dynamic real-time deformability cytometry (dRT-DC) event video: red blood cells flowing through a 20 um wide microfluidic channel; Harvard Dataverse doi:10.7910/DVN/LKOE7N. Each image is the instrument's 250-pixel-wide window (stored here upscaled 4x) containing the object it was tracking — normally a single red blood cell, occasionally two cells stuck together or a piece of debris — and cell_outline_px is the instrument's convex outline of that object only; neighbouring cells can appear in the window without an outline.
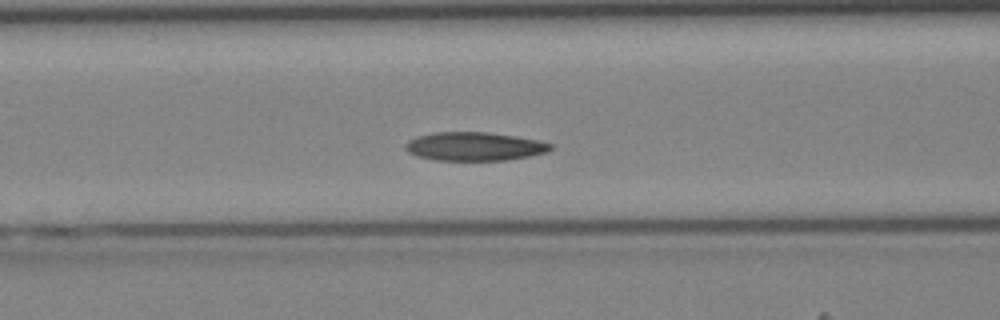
{"species": "Egyptian fruit bat (a non-hibernating species)", "species_latin": "Rousettus aegyptiacus", "temperature_condition": "cold", "stored_images_in_passage": 43, "camera_frame_rate_fps": 3000, "um_per_image_px": 0.085, "animal": {"sex": "female"}, "frame": {"image": 1, "passage_image": 18, "time_ms": 5.667, "image_size_px": [1000, 320], "cell_outline_px": [[556, 144], [548, 152], [508, 160], [436, 160], [416, 156], [408, 152], [404, 148], [404, 144], [408, 140], [416, 136], [436, 132], [484, 132], [516, 136], [540, 140]], "centroid_in_image_um": [40.34, 12.44], "position_along_channel_um": 126.3, "area_um2": 24.39}}
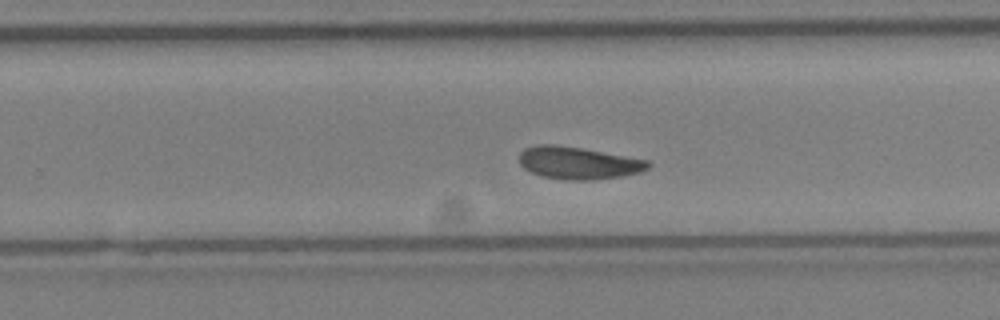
{"frame": {"image": 2, "passage_image": 28, "time_ms": 9.0, "image_size_px": [1000, 320], "cell_outline_px": [[652, 164], [648, 168], [640, 172], [620, 176], [592, 180], [564, 180], [544, 176], [532, 172], [524, 168], [520, 164], [520, 152], [524, 148], [536, 144], [556, 144], [580, 148], [648, 160]], "centroid_in_image_um": [49.14, 13.84], "position_along_channel_um": 280.7, "area_um2": 24.16}}
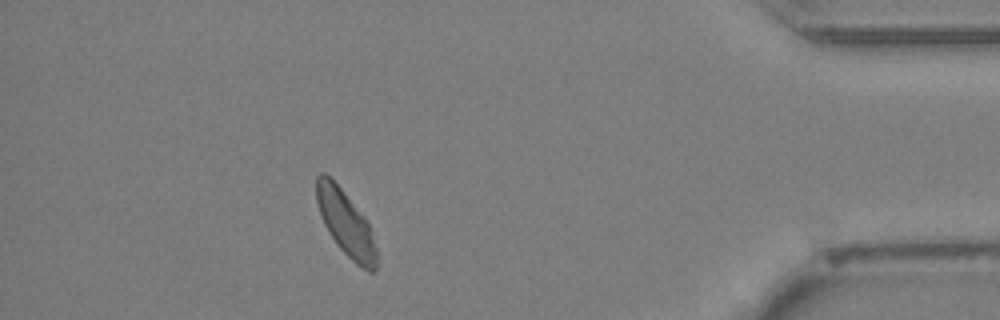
{"frame": {"image": 3, "passage_image": 39, "time_ms": 12.667, "image_size_px": [1000, 320], "cell_outline_px": [[380, 260], [376, 272], [368, 272], [356, 264], [336, 244], [328, 232], [324, 224], [316, 204], [316, 176], [320, 172], [324, 172], [340, 188], [364, 216], [368, 224]], "centroid_in_image_um": [29.4, 19.04], "position_along_channel_um": 405.8, "area_um2": 22.89}}